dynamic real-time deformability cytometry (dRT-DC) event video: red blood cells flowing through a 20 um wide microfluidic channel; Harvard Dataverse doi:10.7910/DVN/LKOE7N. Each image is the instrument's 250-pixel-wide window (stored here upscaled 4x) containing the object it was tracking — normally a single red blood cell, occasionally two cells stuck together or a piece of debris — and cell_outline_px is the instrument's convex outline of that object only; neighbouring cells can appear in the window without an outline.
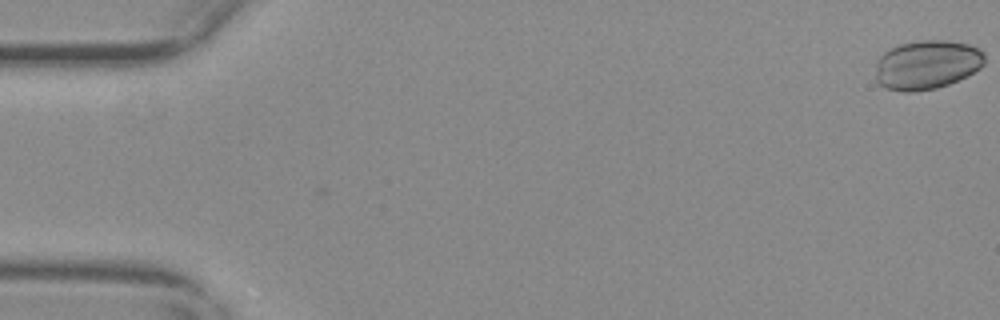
{"species": "common noctule bat (a hibernating species)", "species_latin": "Nyctalus noctula", "temperature_condition": "warm", "stored_images_in_passage": 10, "camera_frame_rate_fps": 3000, "um_per_image_px": 0.085, "animal": {"sex": "female", "body_mass_g": 29.2, "forearm_length_mm": 56.3}, "frame": {"image": 1, "passage_image": 1, "time_ms": 0.0, "image_size_px": [1000, 320], "cell_outline_px": [[984, 64], [980, 68], [948, 84], [936, 88], [912, 92], [904, 92], [884, 88], [876, 80], [876, 60], [888, 48], [900, 44], [920, 40], [948, 40], [968, 44], [984, 52]], "centroid_in_image_um": [78.74, 5.49], "position_along_channel_um": 6.3, "area_um2": 31.27}}